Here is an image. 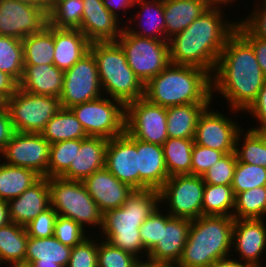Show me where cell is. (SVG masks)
<instances>
[{"label": "cell", "mask_w": 266, "mask_h": 267, "mask_svg": "<svg viewBox=\"0 0 266 267\" xmlns=\"http://www.w3.org/2000/svg\"><path fill=\"white\" fill-rule=\"evenodd\" d=\"M213 73L212 99L214 91L223 95L233 114L246 111L266 83L254 49L237 30L225 43Z\"/></svg>", "instance_id": "cell-1"}, {"label": "cell", "mask_w": 266, "mask_h": 267, "mask_svg": "<svg viewBox=\"0 0 266 267\" xmlns=\"http://www.w3.org/2000/svg\"><path fill=\"white\" fill-rule=\"evenodd\" d=\"M221 7H208L182 32L168 39L170 63L194 66L211 76L236 22L224 21Z\"/></svg>", "instance_id": "cell-2"}, {"label": "cell", "mask_w": 266, "mask_h": 267, "mask_svg": "<svg viewBox=\"0 0 266 267\" xmlns=\"http://www.w3.org/2000/svg\"><path fill=\"white\" fill-rule=\"evenodd\" d=\"M157 204H161L159 190H133L121 207L103 213L100 232L104 240L139 259L144 251L139 228L159 207Z\"/></svg>", "instance_id": "cell-3"}, {"label": "cell", "mask_w": 266, "mask_h": 267, "mask_svg": "<svg viewBox=\"0 0 266 267\" xmlns=\"http://www.w3.org/2000/svg\"><path fill=\"white\" fill-rule=\"evenodd\" d=\"M144 98L163 107L211 103V75L198 67L170 63L144 85Z\"/></svg>", "instance_id": "cell-4"}, {"label": "cell", "mask_w": 266, "mask_h": 267, "mask_svg": "<svg viewBox=\"0 0 266 267\" xmlns=\"http://www.w3.org/2000/svg\"><path fill=\"white\" fill-rule=\"evenodd\" d=\"M234 217L202 215L191 220L177 267H210L231 255Z\"/></svg>", "instance_id": "cell-5"}, {"label": "cell", "mask_w": 266, "mask_h": 267, "mask_svg": "<svg viewBox=\"0 0 266 267\" xmlns=\"http://www.w3.org/2000/svg\"><path fill=\"white\" fill-rule=\"evenodd\" d=\"M89 51L96 59L102 91L111 99L126 106L144 97V84L129 67L125 53L116 41L91 42Z\"/></svg>", "instance_id": "cell-6"}, {"label": "cell", "mask_w": 266, "mask_h": 267, "mask_svg": "<svg viewBox=\"0 0 266 267\" xmlns=\"http://www.w3.org/2000/svg\"><path fill=\"white\" fill-rule=\"evenodd\" d=\"M51 207L58 215L85 225L102 228L103 212L89 195L82 181L49 178Z\"/></svg>", "instance_id": "cell-7"}, {"label": "cell", "mask_w": 266, "mask_h": 267, "mask_svg": "<svg viewBox=\"0 0 266 267\" xmlns=\"http://www.w3.org/2000/svg\"><path fill=\"white\" fill-rule=\"evenodd\" d=\"M116 42L124 51L129 67L144 85L170 64L166 40L140 37L124 28Z\"/></svg>", "instance_id": "cell-8"}, {"label": "cell", "mask_w": 266, "mask_h": 267, "mask_svg": "<svg viewBox=\"0 0 266 267\" xmlns=\"http://www.w3.org/2000/svg\"><path fill=\"white\" fill-rule=\"evenodd\" d=\"M110 99L103 95L70 108L88 136L109 140L125 133L126 106Z\"/></svg>", "instance_id": "cell-9"}, {"label": "cell", "mask_w": 266, "mask_h": 267, "mask_svg": "<svg viewBox=\"0 0 266 267\" xmlns=\"http://www.w3.org/2000/svg\"><path fill=\"white\" fill-rule=\"evenodd\" d=\"M7 108L15 132L41 133L61 105L58 97L35 95L18 88L8 99Z\"/></svg>", "instance_id": "cell-10"}, {"label": "cell", "mask_w": 266, "mask_h": 267, "mask_svg": "<svg viewBox=\"0 0 266 267\" xmlns=\"http://www.w3.org/2000/svg\"><path fill=\"white\" fill-rule=\"evenodd\" d=\"M205 183L202 176L175 175L159 189L160 202H167L172 217L190 220L202 216Z\"/></svg>", "instance_id": "cell-11"}, {"label": "cell", "mask_w": 266, "mask_h": 267, "mask_svg": "<svg viewBox=\"0 0 266 267\" xmlns=\"http://www.w3.org/2000/svg\"><path fill=\"white\" fill-rule=\"evenodd\" d=\"M125 131L143 142L163 145L167 134L166 107L142 97L126 105Z\"/></svg>", "instance_id": "cell-12"}, {"label": "cell", "mask_w": 266, "mask_h": 267, "mask_svg": "<svg viewBox=\"0 0 266 267\" xmlns=\"http://www.w3.org/2000/svg\"><path fill=\"white\" fill-rule=\"evenodd\" d=\"M96 59L89 51L69 70L64 71L60 105L71 108L103 95Z\"/></svg>", "instance_id": "cell-13"}, {"label": "cell", "mask_w": 266, "mask_h": 267, "mask_svg": "<svg viewBox=\"0 0 266 267\" xmlns=\"http://www.w3.org/2000/svg\"><path fill=\"white\" fill-rule=\"evenodd\" d=\"M50 145L41 133L15 132L0 154L8 165L29 168L48 178Z\"/></svg>", "instance_id": "cell-14"}, {"label": "cell", "mask_w": 266, "mask_h": 267, "mask_svg": "<svg viewBox=\"0 0 266 267\" xmlns=\"http://www.w3.org/2000/svg\"><path fill=\"white\" fill-rule=\"evenodd\" d=\"M48 9L17 0H0V36L19 40L40 32L48 24Z\"/></svg>", "instance_id": "cell-15"}, {"label": "cell", "mask_w": 266, "mask_h": 267, "mask_svg": "<svg viewBox=\"0 0 266 267\" xmlns=\"http://www.w3.org/2000/svg\"><path fill=\"white\" fill-rule=\"evenodd\" d=\"M208 105L200 114L195 130L194 143L216 149L225 154L235 152L237 133L242 129L231 118L211 110Z\"/></svg>", "instance_id": "cell-16"}, {"label": "cell", "mask_w": 266, "mask_h": 267, "mask_svg": "<svg viewBox=\"0 0 266 267\" xmlns=\"http://www.w3.org/2000/svg\"><path fill=\"white\" fill-rule=\"evenodd\" d=\"M105 167L121 182L139 190L138 153L136 138L126 131L109 139L106 148Z\"/></svg>", "instance_id": "cell-17"}, {"label": "cell", "mask_w": 266, "mask_h": 267, "mask_svg": "<svg viewBox=\"0 0 266 267\" xmlns=\"http://www.w3.org/2000/svg\"><path fill=\"white\" fill-rule=\"evenodd\" d=\"M190 225V219L172 217L162 212L160 240L147 254V258L177 265L187 242Z\"/></svg>", "instance_id": "cell-18"}, {"label": "cell", "mask_w": 266, "mask_h": 267, "mask_svg": "<svg viewBox=\"0 0 266 267\" xmlns=\"http://www.w3.org/2000/svg\"><path fill=\"white\" fill-rule=\"evenodd\" d=\"M264 219H235L232 247L239 252L241 262L261 267L259 257L266 249V226ZM244 260V261H243Z\"/></svg>", "instance_id": "cell-19"}, {"label": "cell", "mask_w": 266, "mask_h": 267, "mask_svg": "<svg viewBox=\"0 0 266 267\" xmlns=\"http://www.w3.org/2000/svg\"><path fill=\"white\" fill-rule=\"evenodd\" d=\"M82 182L103 213L121 207L134 190L118 180L106 167L93 172Z\"/></svg>", "instance_id": "cell-20"}, {"label": "cell", "mask_w": 266, "mask_h": 267, "mask_svg": "<svg viewBox=\"0 0 266 267\" xmlns=\"http://www.w3.org/2000/svg\"><path fill=\"white\" fill-rule=\"evenodd\" d=\"M104 6L103 0H83L82 23L79 28L90 42L116 41L124 26ZM121 27V28H120Z\"/></svg>", "instance_id": "cell-21"}, {"label": "cell", "mask_w": 266, "mask_h": 267, "mask_svg": "<svg viewBox=\"0 0 266 267\" xmlns=\"http://www.w3.org/2000/svg\"><path fill=\"white\" fill-rule=\"evenodd\" d=\"M7 203L10 221L26 226L51 206L49 178L41 177L20 196Z\"/></svg>", "instance_id": "cell-22"}, {"label": "cell", "mask_w": 266, "mask_h": 267, "mask_svg": "<svg viewBox=\"0 0 266 267\" xmlns=\"http://www.w3.org/2000/svg\"><path fill=\"white\" fill-rule=\"evenodd\" d=\"M109 140L88 136L76 147V156L69 169L61 176L66 180L83 181L93 172L105 167L106 148Z\"/></svg>", "instance_id": "cell-23"}, {"label": "cell", "mask_w": 266, "mask_h": 267, "mask_svg": "<svg viewBox=\"0 0 266 267\" xmlns=\"http://www.w3.org/2000/svg\"><path fill=\"white\" fill-rule=\"evenodd\" d=\"M139 170V190H159L169 178L163 147L136 139Z\"/></svg>", "instance_id": "cell-24"}, {"label": "cell", "mask_w": 266, "mask_h": 267, "mask_svg": "<svg viewBox=\"0 0 266 267\" xmlns=\"http://www.w3.org/2000/svg\"><path fill=\"white\" fill-rule=\"evenodd\" d=\"M64 71L52 65H24L19 88L35 95L60 98Z\"/></svg>", "instance_id": "cell-25"}, {"label": "cell", "mask_w": 266, "mask_h": 267, "mask_svg": "<svg viewBox=\"0 0 266 267\" xmlns=\"http://www.w3.org/2000/svg\"><path fill=\"white\" fill-rule=\"evenodd\" d=\"M54 65L62 71L69 70L89 52L90 41L79 29L53 27Z\"/></svg>", "instance_id": "cell-26"}, {"label": "cell", "mask_w": 266, "mask_h": 267, "mask_svg": "<svg viewBox=\"0 0 266 267\" xmlns=\"http://www.w3.org/2000/svg\"><path fill=\"white\" fill-rule=\"evenodd\" d=\"M208 7L203 0H164L166 41L186 29Z\"/></svg>", "instance_id": "cell-27"}, {"label": "cell", "mask_w": 266, "mask_h": 267, "mask_svg": "<svg viewBox=\"0 0 266 267\" xmlns=\"http://www.w3.org/2000/svg\"><path fill=\"white\" fill-rule=\"evenodd\" d=\"M211 103H193L166 107L169 138L194 139L197 121Z\"/></svg>", "instance_id": "cell-28"}, {"label": "cell", "mask_w": 266, "mask_h": 267, "mask_svg": "<svg viewBox=\"0 0 266 267\" xmlns=\"http://www.w3.org/2000/svg\"><path fill=\"white\" fill-rule=\"evenodd\" d=\"M139 5L141 11L136 15L137 27L142 26L137 31L134 28L125 27L131 33L140 37L153 38L156 40H166L165 19H164V0H135L134 6ZM146 17V18H144ZM145 19V20H142ZM147 19V20H146ZM145 21V22H144ZM142 22V23H140ZM145 25H144V24ZM143 24V25H142ZM147 26L150 28H147ZM163 36V37H162Z\"/></svg>", "instance_id": "cell-29"}, {"label": "cell", "mask_w": 266, "mask_h": 267, "mask_svg": "<svg viewBox=\"0 0 266 267\" xmlns=\"http://www.w3.org/2000/svg\"><path fill=\"white\" fill-rule=\"evenodd\" d=\"M72 248L63 245L54 236L48 238L28 237L25 260L31 263H57L66 267Z\"/></svg>", "instance_id": "cell-30"}, {"label": "cell", "mask_w": 266, "mask_h": 267, "mask_svg": "<svg viewBox=\"0 0 266 267\" xmlns=\"http://www.w3.org/2000/svg\"><path fill=\"white\" fill-rule=\"evenodd\" d=\"M41 135L50 143L88 137L70 108L61 107L47 122Z\"/></svg>", "instance_id": "cell-31"}, {"label": "cell", "mask_w": 266, "mask_h": 267, "mask_svg": "<svg viewBox=\"0 0 266 267\" xmlns=\"http://www.w3.org/2000/svg\"><path fill=\"white\" fill-rule=\"evenodd\" d=\"M40 178L29 168L0 163V199L8 202L17 198Z\"/></svg>", "instance_id": "cell-32"}, {"label": "cell", "mask_w": 266, "mask_h": 267, "mask_svg": "<svg viewBox=\"0 0 266 267\" xmlns=\"http://www.w3.org/2000/svg\"><path fill=\"white\" fill-rule=\"evenodd\" d=\"M24 65L54 64L53 26L47 24L40 32L22 39Z\"/></svg>", "instance_id": "cell-33"}, {"label": "cell", "mask_w": 266, "mask_h": 267, "mask_svg": "<svg viewBox=\"0 0 266 267\" xmlns=\"http://www.w3.org/2000/svg\"><path fill=\"white\" fill-rule=\"evenodd\" d=\"M194 139L168 138L163 147V155L169 177L191 175V161Z\"/></svg>", "instance_id": "cell-34"}, {"label": "cell", "mask_w": 266, "mask_h": 267, "mask_svg": "<svg viewBox=\"0 0 266 267\" xmlns=\"http://www.w3.org/2000/svg\"><path fill=\"white\" fill-rule=\"evenodd\" d=\"M28 235L25 226L9 222L0 227V265L24 261Z\"/></svg>", "instance_id": "cell-35"}, {"label": "cell", "mask_w": 266, "mask_h": 267, "mask_svg": "<svg viewBox=\"0 0 266 267\" xmlns=\"http://www.w3.org/2000/svg\"><path fill=\"white\" fill-rule=\"evenodd\" d=\"M48 24L58 29H79L83 0H49Z\"/></svg>", "instance_id": "cell-36"}, {"label": "cell", "mask_w": 266, "mask_h": 267, "mask_svg": "<svg viewBox=\"0 0 266 267\" xmlns=\"http://www.w3.org/2000/svg\"><path fill=\"white\" fill-rule=\"evenodd\" d=\"M234 199L231 185L205 184L202 215L233 217Z\"/></svg>", "instance_id": "cell-37"}, {"label": "cell", "mask_w": 266, "mask_h": 267, "mask_svg": "<svg viewBox=\"0 0 266 267\" xmlns=\"http://www.w3.org/2000/svg\"><path fill=\"white\" fill-rule=\"evenodd\" d=\"M266 215V186L242 191L235 195V219H264Z\"/></svg>", "instance_id": "cell-38"}, {"label": "cell", "mask_w": 266, "mask_h": 267, "mask_svg": "<svg viewBox=\"0 0 266 267\" xmlns=\"http://www.w3.org/2000/svg\"><path fill=\"white\" fill-rule=\"evenodd\" d=\"M0 71L12 76L18 83L24 71L22 40L10 36H0Z\"/></svg>", "instance_id": "cell-39"}, {"label": "cell", "mask_w": 266, "mask_h": 267, "mask_svg": "<svg viewBox=\"0 0 266 267\" xmlns=\"http://www.w3.org/2000/svg\"><path fill=\"white\" fill-rule=\"evenodd\" d=\"M241 129L236 136L235 141V154L239 162L246 164L258 165L266 168V144L260 135L255 131L248 129L244 132ZM241 136L244 138V142L241 140ZM239 141L243 142L240 148ZM239 146V147H238ZM240 148V149H239Z\"/></svg>", "instance_id": "cell-40"}, {"label": "cell", "mask_w": 266, "mask_h": 267, "mask_svg": "<svg viewBox=\"0 0 266 267\" xmlns=\"http://www.w3.org/2000/svg\"><path fill=\"white\" fill-rule=\"evenodd\" d=\"M76 147H81V139L65 140L50 145L48 178L61 177L74 162Z\"/></svg>", "instance_id": "cell-41"}, {"label": "cell", "mask_w": 266, "mask_h": 267, "mask_svg": "<svg viewBox=\"0 0 266 267\" xmlns=\"http://www.w3.org/2000/svg\"><path fill=\"white\" fill-rule=\"evenodd\" d=\"M266 186V168L237 160L231 184L234 196L242 191Z\"/></svg>", "instance_id": "cell-42"}, {"label": "cell", "mask_w": 266, "mask_h": 267, "mask_svg": "<svg viewBox=\"0 0 266 267\" xmlns=\"http://www.w3.org/2000/svg\"><path fill=\"white\" fill-rule=\"evenodd\" d=\"M97 260L98 267H137L141 259L103 240L98 244Z\"/></svg>", "instance_id": "cell-43"}, {"label": "cell", "mask_w": 266, "mask_h": 267, "mask_svg": "<svg viewBox=\"0 0 266 267\" xmlns=\"http://www.w3.org/2000/svg\"><path fill=\"white\" fill-rule=\"evenodd\" d=\"M236 165L237 157L235 152L226 154L202 175L204 183L212 185H231Z\"/></svg>", "instance_id": "cell-44"}, {"label": "cell", "mask_w": 266, "mask_h": 267, "mask_svg": "<svg viewBox=\"0 0 266 267\" xmlns=\"http://www.w3.org/2000/svg\"><path fill=\"white\" fill-rule=\"evenodd\" d=\"M86 232L80 224L71 218L58 215L54 227V237L63 245L71 248L79 245L88 238L85 234Z\"/></svg>", "instance_id": "cell-45"}, {"label": "cell", "mask_w": 266, "mask_h": 267, "mask_svg": "<svg viewBox=\"0 0 266 267\" xmlns=\"http://www.w3.org/2000/svg\"><path fill=\"white\" fill-rule=\"evenodd\" d=\"M93 239L95 238L89 236L82 243L72 248L66 267H98V243Z\"/></svg>", "instance_id": "cell-46"}, {"label": "cell", "mask_w": 266, "mask_h": 267, "mask_svg": "<svg viewBox=\"0 0 266 267\" xmlns=\"http://www.w3.org/2000/svg\"><path fill=\"white\" fill-rule=\"evenodd\" d=\"M226 154L216 149L194 143L191 161V175L202 176L216 161Z\"/></svg>", "instance_id": "cell-47"}, {"label": "cell", "mask_w": 266, "mask_h": 267, "mask_svg": "<svg viewBox=\"0 0 266 267\" xmlns=\"http://www.w3.org/2000/svg\"><path fill=\"white\" fill-rule=\"evenodd\" d=\"M57 217V212L50 206L25 226L27 235L35 238L54 236V227Z\"/></svg>", "instance_id": "cell-48"}, {"label": "cell", "mask_w": 266, "mask_h": 267, "mask_svg": "<svg viewBox=\"0 0 266 267\" xmlns=\"http://www.w3.org/2000/svg\"><path fill=\"white\" fill-rule=\"evenodd\" d=\"M161 210L159 207L140 226V237L144 245V254H148L159 242L161 234Z\"/></svg>", "instance_id": "cell-49"}, {"label": "cell", "mask_w": 266, "mask_h": 267, "mask_svg": "<svg viewBox=\"0 0 266 267\" xmlns=\"http://www.w3.org/2000/svg\"><path fill=\"white\" fill-rule=\"evenodd\" d=\"M264 4L261 5L257 2L256 8L249 15V18L240 20V23L255 37H258L266 41V0H263ZM258 7V8H257ZM261 7V8H260Z\"/></svg>", "instance_id": "cell-50"}, {"label": "cell", "mask_w": 266, "mask_h": 267, "mask_svg": "<svg viewBox=\"0 0 266 267\" xmlns=\"http://www.w3.org/2000/svg\"><path fill=\"white\" fill-rule=\"evenodd\" d=\"M236 30L251 44L258 64L266 77V41L253 36L240 22L237 23Z\"/></svg>", "instance_id": "cell-51"}, {"label": "cell", "mask_w": 266, "mask_h": 267, "mask_svg": "<svg viewBox=\"0 0 266 267\" xmlns=\"http://www.w3.org/2000/svg\"><path fill=\"white\" fill-rule=\"evenodd\" d=\"M247 111L260 122L259 126L250 128L251 130H255L257 127L266 125V83L258 92L255 101L245 112Z\"/></svg>", "instance_id": "cell-52"}, {"label": "cell", "mask_w": 266, "mask_h": 267, "mask_svg": "<svg viewBox=\"0 0 266 267\" xmlns=\"http://www.w3.org/2000/svg\"><path fill=\"white\" fill-rule=\"evenodd\" d=\"M15 130L8 109H0V153L11 140Z\"/></svg>", "instance_id": "cell-53"}, {"label": "cell", "mask_w": 266, "mask_h": 267, "mask_svg": "<svg viewBox=\"0 0 266 267\" xmlns=\"http://www.w3.org/2000/svg\"><path fill=\"white\" fill-rule=\"evenodd\" d=\"M18 88L19 83L12 76L0 71V93L9 99L15 94Z\"/></svg>", "instance_id": "cell-54"}, {"label": "cell", "mask_w": 266, "mask_h": 267, "mask_svg": "<svg viewBox=\"0 0 266 267\" xmlns=\"http://www.w3.org/2000/svg\"><path fill=\"white\" fill-rule=\"evenodd\" d=\"M135 0H103L105 8L117 19H119L118 9L127 10L134 6Z\"/></svg>", "instance_id": "cell-55"}, {"label": "cell", "mask_w": 266, "mask_h": 267, "mask_svg": "<svg viewBox=\"0 0 266 267\" xmlns=\"http://www.w3.org/2000/svg\"><path fill=\"white\" fill-rule=\"evenodd\" d=\"M238 260V261H237ZM231 257L216 260L210 267H252L249 264L241 262V260Z\"/></svg>", "instance_id": "cell-56"}, {"label": "cell", "mask_w": 266, "mask_h": 267, "mask_svg": "<svg viewBox=\"0 0 266 267\" xmlns=\"http://www.w3.org/2000/svg\"><path fill=\"white\" fill-rule=\"evenodd\" d=\"M11 222L9 218L8 203L0 199V227Z\"/></svg>", "instance_id": "cell-57"}, {"label": "cell", "mask_w": 266, "mask_h": 267, "mask_svg": "<svg viewBox=\"0 0 266 267\" xmlns=\"http://www.w3.org/2000/svg\"><path fill=\"white\" fill-rule=\"evenodd\" d=\"M137 267H177V265L168 262H156L149 259L143 261L141 259Z\"/></svg>", "instance_id": "cell-58"}, {"label": "cell", "mask_w": 266, "mask_h": 267, "mask_svg": "<svg viewBox=\"0 0 266 267\" xmlns=\"http://www.w3.org/2000/svg\"><path fill=\"white\" fill-rule=\"evenodd\" d=\"M32 6L40 7L41 9H49V0H17Z\"/></svg>", "instance_id": "cell-59"}, {"label": "cell", "mask_w": 266, "mask_h": 267, "mask_svg": "<svg viewBox=\"0 0 266 267\" xmlns=\"http://www.w3.org/2000/svg\"><path fill=\"white\" fill-rule=\"evenodd\" d=\"M209 7H223L234 0H203ZM223 4V5H222ZM222 5V6H221Z\"/></svg>", "instance_id": "cell-60"}, {"label": "cell", "mask_w": 266, "mask_h": 267, "mask_svg": "<svg viewBox=\"0 0 266 267\" xmlns=\"http://www.w3.org/2000/svg\"><path fill=\"white\" fill-rule=\"evenodd\" d=\"M9 265L10 267H34L33 264L29 261H13V262H10Z\"/></svg>", "instance_id": "cell-61"}, {"label": "cell", "mask_w": 266, "mask_h": 267, "mask_svg": "<svg viewBox=\"0 0 266 267\" xmlns=\"http://www.w3.org/2000/svg\"><path fill=\"white\" fill-rule=\"evenodd\" d=\"M255 131L260 135V137L263 139V141L266 144V125L260 126L255 129Z\"/></svg>", "instance_id": "cell-62"}, {"label": "cell", "mask_w": 266, "mask_h": 267, "mask_svg": "<svg viewBox=\"0 0 266 267\" xmlns=\"http://www.w3.org/2000/svg\"><path fill=\"white\" fill-rule=\"evenodd\" d=\"M34 267H62L57 263H32Z\"/></svg>", "instance_id": "cell-63"}, {"label": "cell", "mask_w": 266, "mask_h": 267, "mask_svg": "<svg viewBox=\"0 0 266 267\" xmlns=\"http://www.w3.org/2000/svg\"><path fill=\"white\" fill-rule=\"evenodd\" d=\"M8 99L0 93V109H8L7 108Z\"/></svg>", "instance_id": "cell-64"}]
</instances>
